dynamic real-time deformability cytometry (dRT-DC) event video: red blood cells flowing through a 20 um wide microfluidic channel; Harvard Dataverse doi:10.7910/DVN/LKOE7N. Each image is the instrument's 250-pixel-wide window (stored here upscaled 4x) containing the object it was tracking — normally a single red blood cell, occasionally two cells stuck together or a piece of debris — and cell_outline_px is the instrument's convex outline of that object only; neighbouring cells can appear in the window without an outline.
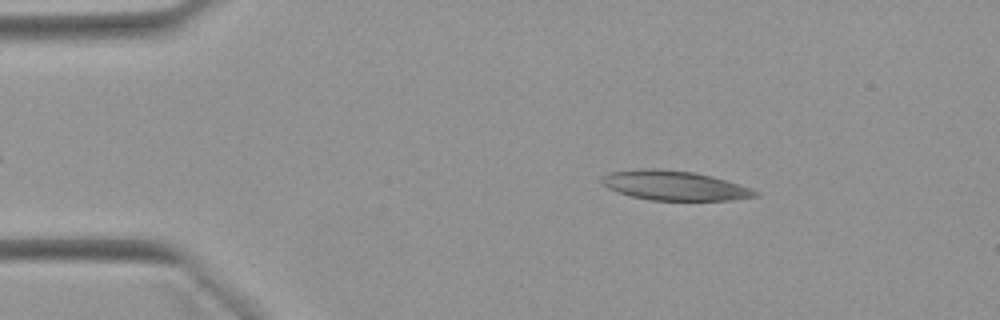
{"species": "Egyptian fruit bat (a non-hibernating species)", "species_latin": "Rousettus aegyptiacus", "temperature_condition": "warm", "stored_images_in_passage": 50, "camera_frame_rate_fps": 3000, "um_per_image_px": 0.085, "animal": {"sex": "female"}, "frame": {"image": 1, "passage_image": 7, "time_ms": 2.0, "image_size_px": [1000, 320], "cell_outline_px": [[760, 196], [732, 200], [652, 200], [632, 196], [608, 188], [600, 180], [600, 176], [608, 172], [648, 168], [656, 168], [692, 172], [712, 176], [752, 188], [760, 192]], "centroid_in_image_um": [57.35, 15.77], "position_along_channel_um": 27.6, "area_um2": 26.36}}
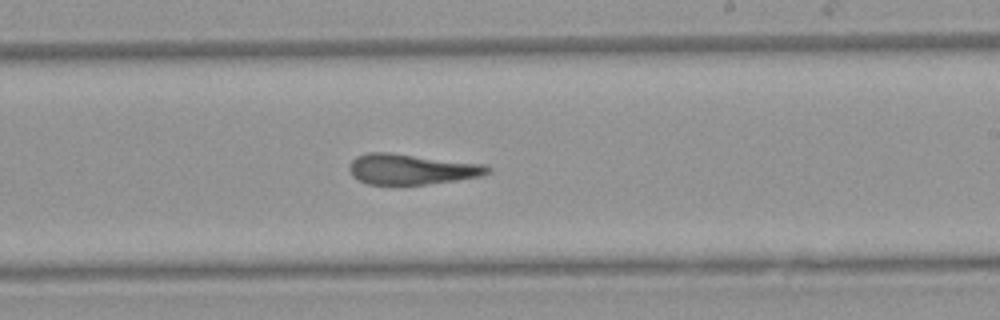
{"frame": {"image": 2, "passage_image": 29, "time_ms": 9.333, "image_size_px": [1000, 320], "cell_outline_px": [[492, 172], [480, 176], [456, 180], [428, 184], [368, 184], [352, 176], [348, 168], [352, 160], [356, 156], [368, 152], [388, 152], [484, 164], [492, 168]], "centroid_in_image_um": [34.98, 14.37], "position_along_channel_um": 254.0, "area_um2": 24.51}}
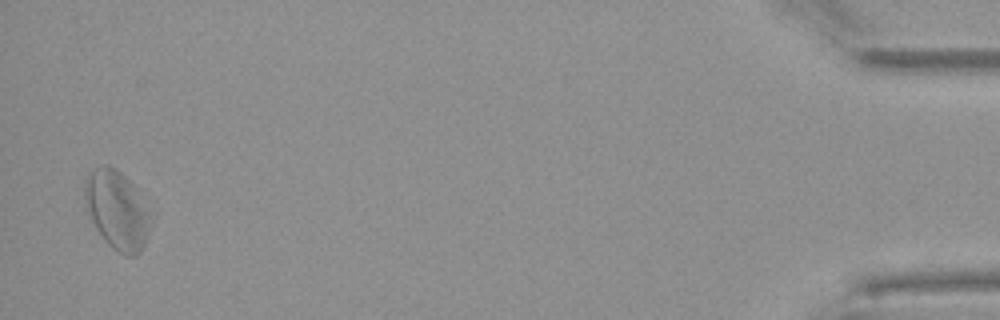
{"frame": {"image": 3, "passage_image": 49, "time_ms": 16.0, "image_size_px": [1000, 320], "cell_outline_px": [[148, 232], [144, 244], [140, 252], [136, 256], [124, 256], [116, 252], [104, 240], [96, 228], [84, 204], [84, 180], [88, 172], [92, 168], [104, 164], [108, 164], [116, 168], [132, 184], [144, 212]], "centroid_in_image_um": [9.81, 17.84], "position_along_channel_um": 425.4, "area_um2": 29.19}, "authors_computed_cell_mechanics": {"area_um2": 25.6343, "velocity_mm_per_s": 3.9036, "shape_relaxation_time_tau1_ms": null, "shape_relaxation_time_tau2_ms": 6.2117, "deformation_change_tau1": null, "deformation_change_tau2": 0.213}}